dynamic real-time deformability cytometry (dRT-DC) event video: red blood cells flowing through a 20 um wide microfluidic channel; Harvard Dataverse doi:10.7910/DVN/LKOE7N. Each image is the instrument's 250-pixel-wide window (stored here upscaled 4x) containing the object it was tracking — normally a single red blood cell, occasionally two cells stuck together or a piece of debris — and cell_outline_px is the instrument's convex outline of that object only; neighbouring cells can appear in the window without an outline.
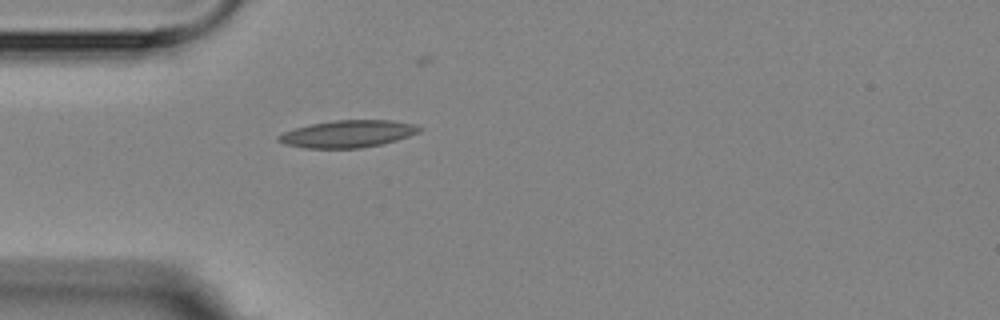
{"species": "Egyptian fruit bat (a non-hibernating species)", "species_latin": "Rousettus aegyptiacus", "temperature_condition": "room temperature", "stored_images_in_passage": 2, "camera_frame_rate_fps": 3000, "um_per_image_px": 0.085, "animal": {"sex": "female"}, "frame": {"image": 1, "passage_image": 1, "time_ms": 0.0, "image_size_px": [1000, 320], "cell_outline_px": [[424, 128], [420, 132], [396, 140], [380, 144], [360, 148], [304, 148], [284, 144], [276, 140], [276, 136], [284, 132], [296, 128], [312, 124], [336, 120], [392, 120], [416, 124]], "centroid_in_image_um": [29.58, 11.38], "position_along_channel_um": 55.4, "area_um2": 22.31}}